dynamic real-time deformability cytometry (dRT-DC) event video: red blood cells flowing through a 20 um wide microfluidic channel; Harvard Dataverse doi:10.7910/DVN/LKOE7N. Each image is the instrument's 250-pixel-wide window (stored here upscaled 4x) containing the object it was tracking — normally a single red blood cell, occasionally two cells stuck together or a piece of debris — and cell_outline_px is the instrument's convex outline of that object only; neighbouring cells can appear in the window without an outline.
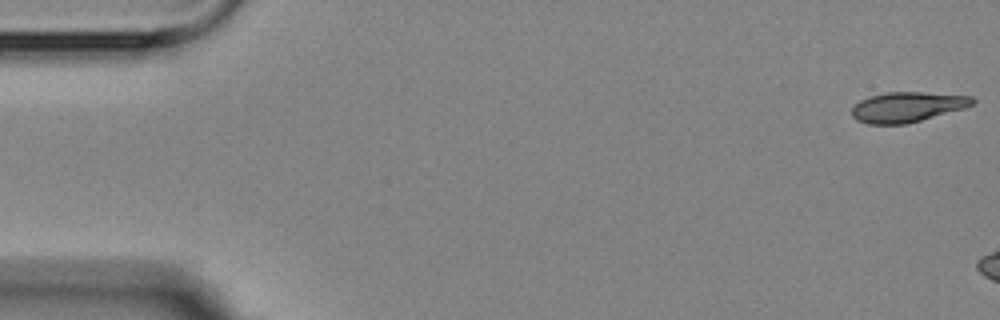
{"species": "Egyptian fruit bat (a non-hibernating species)", "species_latin": "Rousettus aegyptiacus", "temperature_condition": "room temperature", "stored_images_in_passage": 3, "camera_frame_rate_fps": 3000, "um_per_image_px": 0.085, "animal": {"sex": "female"}, "frame": {"image": 1, "passage_image": 1, "time_ms": 0.0, "image_size_px": [1000, 320], "cell_outline_px": [[976, 100], [972, 104], [964, 108], [920, 120], [904, 124], [868, 124], [856, 120], [852, 116], [852, 108], [860, 100], [868, 96], [888, 92], [920, 92], [972, 96]], "centroid_in_image_um": [77.08, 9.09], "position_along_channel_um": 7.9, "area_um2": 20.98}}